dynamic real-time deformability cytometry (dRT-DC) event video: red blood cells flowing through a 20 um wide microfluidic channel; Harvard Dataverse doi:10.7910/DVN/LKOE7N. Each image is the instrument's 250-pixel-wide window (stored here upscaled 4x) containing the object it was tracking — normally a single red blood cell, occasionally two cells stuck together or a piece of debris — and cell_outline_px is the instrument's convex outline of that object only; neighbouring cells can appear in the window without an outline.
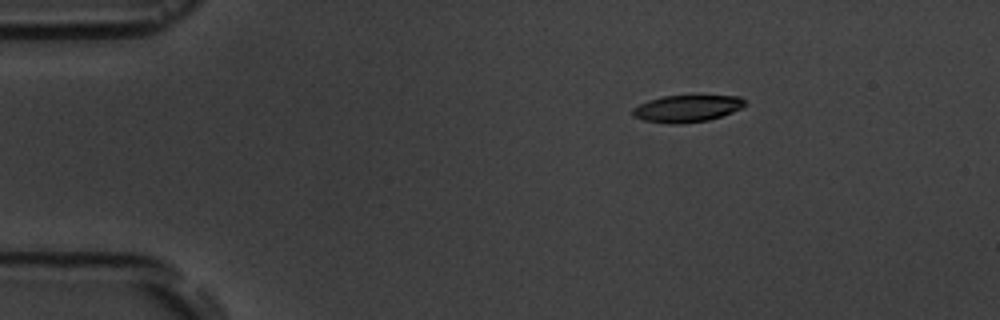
{"species": "common noctule bat (a hibernating species)", "species_latin": "Nyctalus noctula", "temperature_condition": "room temperature", "stored_images_in_passage": 4, "camera_frame_rate_fps": 3000, "um_per_image_px": 0.085, "animal": {"sex": "male", "body_mass_g": 19.5, "forearm_length_mm": 54.6}, "frame": {"image": 1, "passage_image": 2, "time_ms": 2.0, "image_size_px": [1000, 320], "cell_outline_px": [[748, 104], [732, 112], [708, 120], [676, 124], [672, 124], [644, 120], [632, 116], [632, 108], [648, 100], [664, 96], [696, 92], [740, 96]], "centroid_in_image_um": [58.44, 9.15], "position_along_channel_um": 26.6, "area_um2": 18.55}}